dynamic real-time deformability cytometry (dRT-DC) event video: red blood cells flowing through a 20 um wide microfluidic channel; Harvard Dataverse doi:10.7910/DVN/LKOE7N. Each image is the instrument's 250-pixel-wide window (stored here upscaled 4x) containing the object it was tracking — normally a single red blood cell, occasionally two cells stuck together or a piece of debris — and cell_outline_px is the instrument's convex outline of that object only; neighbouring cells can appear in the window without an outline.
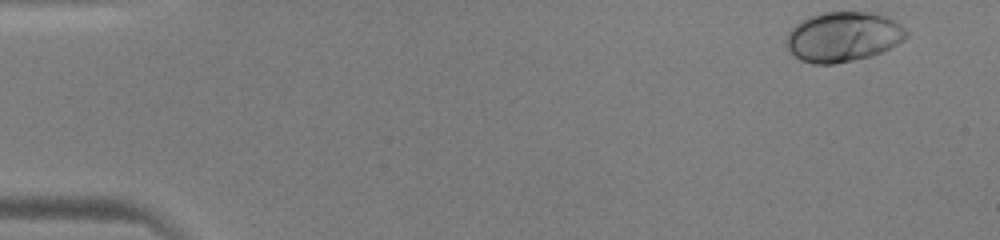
{"species": "human", "species_latin": "Homo sapiens", "temperature_condition": "warm", "stored_images_in_passage": 45, "camera_frame_rate_fps": 3000, "um_per_image_px": 0.085, "donor": {"sex": "male"}, "frame": {"image": 1, "passage_image": 1, "time_ms": 0.0, "image_size_px": [1000, 240], "cell_outline_px": [[908, 36], [904, 40], [880, 52], [868, 56], [852, 60], [832, 64], [812, 64], [800, 60], [788, 52], [788, 32], [796, 24], [820, 12], [872, 12], [888, 16], [900, 24], [908, 32]], "centroid_in_image_um": [71.68, 3.12], "position_along_channel_um": 13.3, "area_um2": 34.68}}
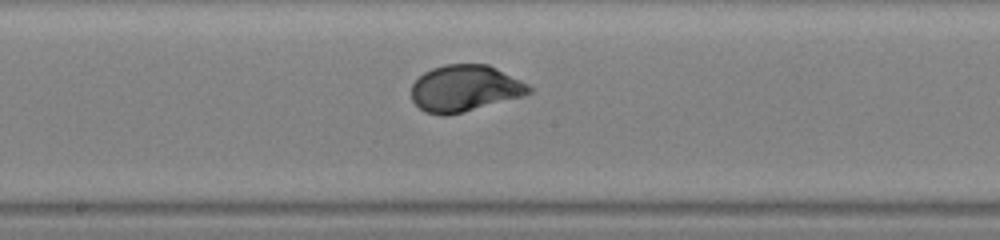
{"frame": {"image": 2, "passage_image": 24, "time_ms": 7.667, "image_size_px": [1000, 240], "cell_outline_px": [[532, 92], [524, 96], [448, 116], [444, 116], [424, 112], [412, 100], [412, 84], [424, 72], [432, 68], [444, 64], [488, 64], [528, 84], [532, 88]], "centroid_in_image_um": [39.51, 7.52], "position_along_channel_um": 208.7, "area_um2": 31.91}}
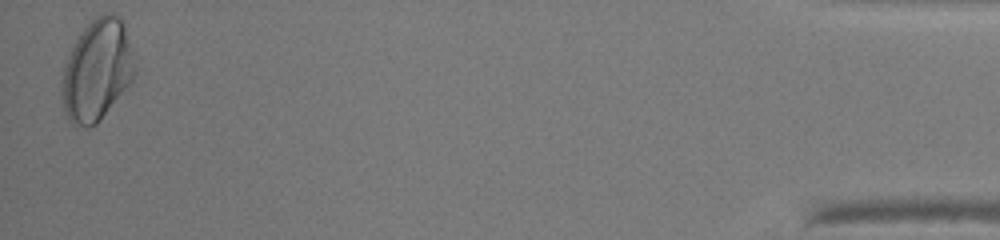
{"frame": {"image": 3, "passage_image": 45, "time_ms": 14.667, "image_size_px": [1000, 240], "cell_outline_px": [[136, 72], [132, 80], [100, 120], [96, 124], [88, 128], [84, 128], [72, 124], [68, 120], [64, 112], [60, 80], [64, 64], [80, 32], [96, 16], [104, 12], [112, 12], [120, 16], [124, 24], [132, 52]], "centroid_in_image_um": [8.22, 5.97], "position_along_channel_um": 427.0, "area_um2": 43.12}}